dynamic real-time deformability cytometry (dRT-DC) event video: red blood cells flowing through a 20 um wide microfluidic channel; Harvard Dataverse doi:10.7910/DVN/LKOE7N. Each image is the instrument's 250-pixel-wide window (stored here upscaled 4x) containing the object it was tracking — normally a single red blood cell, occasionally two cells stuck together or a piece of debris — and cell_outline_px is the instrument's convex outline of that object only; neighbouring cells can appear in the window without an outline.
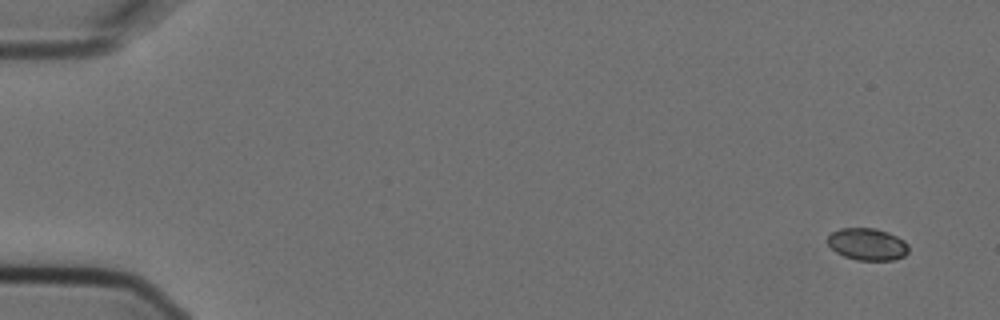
{"species": "Egyptian fruit bat (a non-hibernating species)", "species_latin": "Rousettus aegyptiacus", "temperature_condition": "cold", "stored_images_in_passage": 6, "camera_frame_rate_fps": 3000, "um_per_image_px": 0.085, "animal": {"sex": "female"}, "frame": {"image": 1, "passage_image": 1, "time_ms": 0.0, "image_size_px": [1000, 320], "cell_outline_px": [[908, 252], [904, 256], [896, 260], [856, 260], [844, 256], [836, 252], [828, 244], [828, 236], [832, 232], [840, 228], [876, 228], [888, 232], [904, 240], [908, 244]], "centroid_in_image_um": [73.74, 20.76], "position_along_channel_um": 11.3, "area_um2": 15.2}}